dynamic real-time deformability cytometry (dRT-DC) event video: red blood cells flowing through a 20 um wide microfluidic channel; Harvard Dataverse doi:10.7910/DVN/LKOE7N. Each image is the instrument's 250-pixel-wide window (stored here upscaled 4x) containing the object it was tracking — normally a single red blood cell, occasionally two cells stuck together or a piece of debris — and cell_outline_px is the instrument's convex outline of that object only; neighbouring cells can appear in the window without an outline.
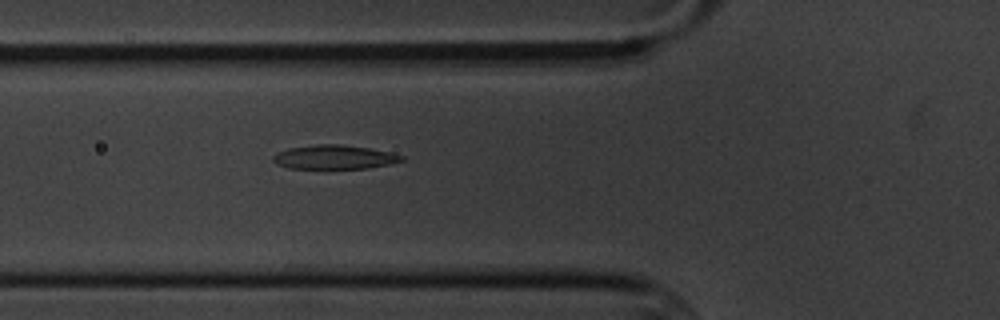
{"species": "common noctule bat (a hibernating species)", "species_latin": "Nyctalus noctula", "temperature_condition": "cold", "stored_images_in_passage": 2, "camera_frame_rate_fps": 3000, "um_per_image_px": 0.085, "animal": {"sex": "male", "body_mass_g": 20.1, "forearm_length_mm": 53.5}, "frame": {"image": 1, "passage_image": 2, "time_ms": 1.0, "image_size_px": [1000, 320], "cell_outline_px": [[404, 160], [388, 164], [368, 168], [328, 172], [288, 168], [276, 164], [272, 160], [272, 156], [276, 152], [288, 148], [316, 144], [340, 144], [368, 148], [388, 152], [404, 156]], "centroid_in_image_um": [28.32, 13.41], "position_along_channel_um": 97.5, "area_um2": 19.07}}